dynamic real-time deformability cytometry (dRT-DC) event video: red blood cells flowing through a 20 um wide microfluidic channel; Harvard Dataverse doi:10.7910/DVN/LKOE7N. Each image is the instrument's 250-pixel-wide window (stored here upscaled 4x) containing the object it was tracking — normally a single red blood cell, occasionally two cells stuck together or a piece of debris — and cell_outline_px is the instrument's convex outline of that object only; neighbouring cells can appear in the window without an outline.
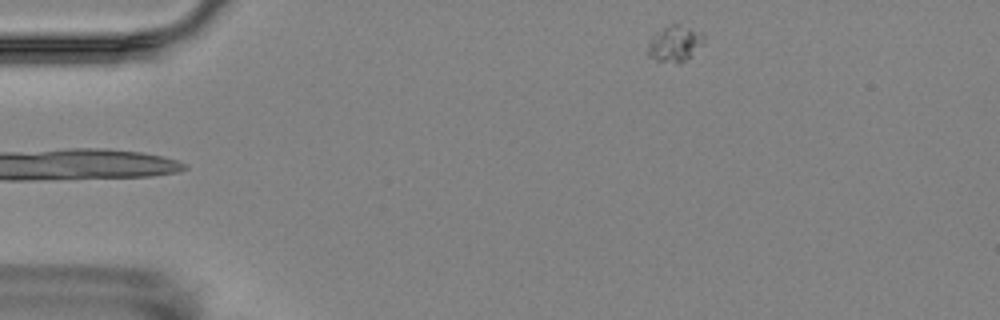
{"species": "Egyptian fruit bat (a non-hibernating species)", "species_latin": "Rousettus aegyptiacus", "temperature_condition": "room temperature", "stored_images_in_passage": 2, "camera_frame_rate_fps": 3000, "um_per_image_px": 0.085, "animal": {"sex": "female"}, "frame": {"image": 1, "passage_image": 2, "time_ms": 1.333, "image_size_px": [1000, 320], "cell_outline_px": [[704, 44], [692, 56], [680, 64], [656, 60], [648, 56], [648, 40], [656, 32], [668, 24], [680, 24], [704, 32]], "centroid_in_image_um": [57.39, 3.7], "position_along_channel_um": 27.6, "area_um2": 12.2}}